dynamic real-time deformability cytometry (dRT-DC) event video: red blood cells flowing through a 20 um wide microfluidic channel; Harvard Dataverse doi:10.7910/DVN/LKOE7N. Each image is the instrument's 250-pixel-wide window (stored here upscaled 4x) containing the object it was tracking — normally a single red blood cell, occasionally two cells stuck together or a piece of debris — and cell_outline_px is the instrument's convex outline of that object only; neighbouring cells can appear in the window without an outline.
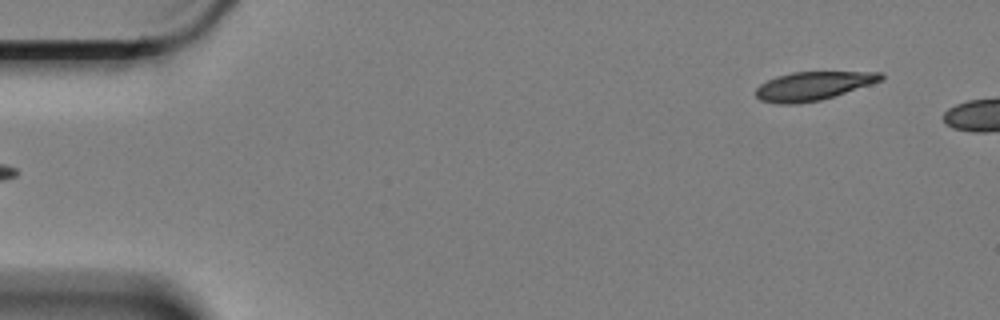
{"species": "Egyptian fruit bat (a non-hibernating species)", "species_latin": "Rousettus aegyptiacus", "temperature_condition": "cold", "stored_images_in_passage": 2, "camera_frame_rate_fps": 3000, "um_per_image_px": 0.085, "animal": {"sex": "female"}, "frame": {"image": 1, "passage_image": 2, "time_ms": 0.333, "image_size_px": [1000, 320], "cell_outline_px": [[884, 80], [820, 100], [796, 104], [780, 104], [760, 100], [756, 96], [756, 88], [760, 84], [776, 76], [792, 72], [880, 72], [884, 76]], "centroid_in_image_um": [69.09, 7.3], "position_along_channel_um": 15.9, "area_um2": 20.69}}